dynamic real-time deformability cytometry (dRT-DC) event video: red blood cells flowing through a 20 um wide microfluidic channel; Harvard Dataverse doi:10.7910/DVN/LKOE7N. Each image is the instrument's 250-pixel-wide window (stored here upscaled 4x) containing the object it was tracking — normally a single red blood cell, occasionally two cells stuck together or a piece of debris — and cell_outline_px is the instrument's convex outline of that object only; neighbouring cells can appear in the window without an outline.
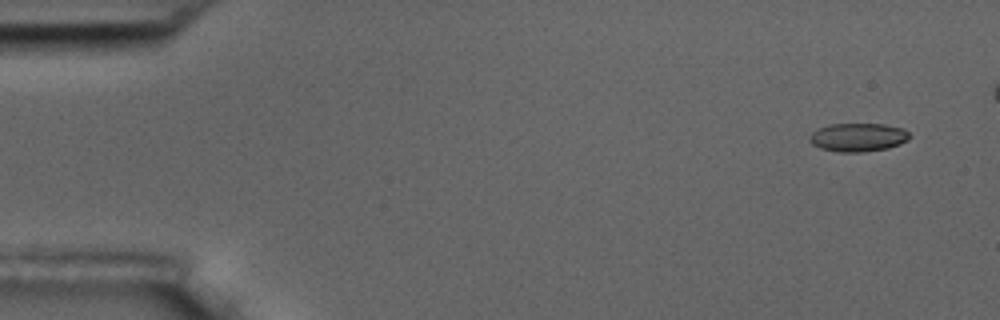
{"species": "common noctule bat (a hibernating species)", "species_latin": "Nyctalus noctula", "temperature_condition": "room temperature", "stored_images_in_passage": 5, "camera_frame_rate_fps": 3000, "um_per_image_px": 0.085, "animal": {"sex": "male", "body_mass_g": 17.5, "forearm_length_mm": 52.3}, "frame": {"image": 1, "passage_image": 1, "time_ms": 0.0, "image_size_px": [1000, 320], "cell_outline_px": [[912, 136], [908, 140], [900, 144], [888, 148], [864, 152], [836, 152], [820, 148], [812, 144], [808, 140], [808, 136], [816, 128], [828, 124], [884, 124], [904, 128]], "centroid_in_image_um": [72.92, 11.67], "position_along_channel_um": 12.1, "area_um2": 16.94}}